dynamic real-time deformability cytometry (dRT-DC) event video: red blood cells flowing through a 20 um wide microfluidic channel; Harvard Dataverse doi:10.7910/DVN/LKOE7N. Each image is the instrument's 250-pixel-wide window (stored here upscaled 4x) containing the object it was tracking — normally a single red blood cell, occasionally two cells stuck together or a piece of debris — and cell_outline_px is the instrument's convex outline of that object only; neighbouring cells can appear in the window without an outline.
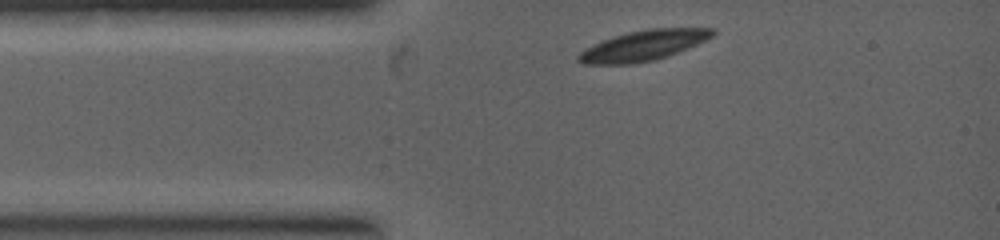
{"species": "common noctule bat (a hibernating species)", "species_latin": "Nyctalus noctula", "temperature_condition": "warm", "stored_images_in_passage": 3, "camera_frame_rate_fps": 5000, "um_per_image_px": 0.085, "animal": {"sex": "female", "body_mass_g": 19.0, "forearm_length_mm": 53.3}, "frame": {"image": 1, "passage_image": 1, "time_ms": 0.0, "image_size_px": [1000, 240], "cell_outline_px": [[716, 32], [712, 36], [696, 44], [668, 56], [656, 60], [632, 64], [584, 64], [576, 60], [576, 56], [584, 48], [604, 40], [628, 32], [648, 28], [716, 28]], "centroid_in_image_um": [54.66, 3.88], "position_along_channel_um": 30.3, "area_um2": 23.58}}